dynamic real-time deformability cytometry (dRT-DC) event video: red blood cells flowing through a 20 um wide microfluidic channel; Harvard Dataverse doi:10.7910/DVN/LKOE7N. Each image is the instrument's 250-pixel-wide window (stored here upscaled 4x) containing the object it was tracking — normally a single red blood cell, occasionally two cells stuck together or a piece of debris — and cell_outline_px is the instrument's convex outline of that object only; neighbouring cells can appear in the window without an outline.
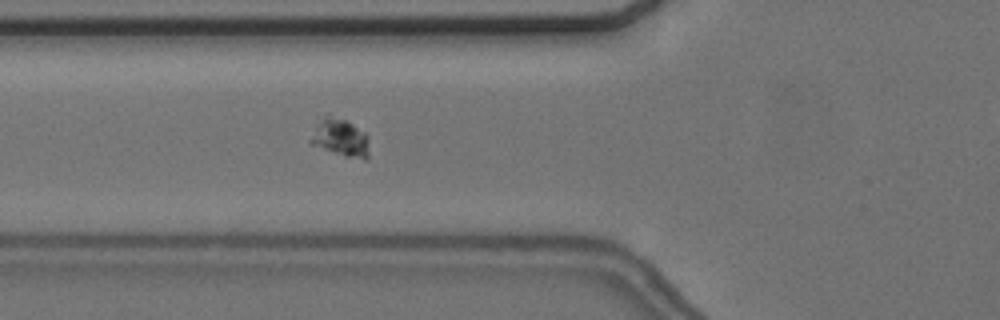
{"species": "common noctule bat (a hibernating species)", "species_latin": "Nyctalus noctula", "temperature_condition": "cold", "stored_images_in_passage": 55, "camera_frame_rate_fps": 3000, "um_per_image_px": 0.085, "animal": {"sex": "female", "body_mass_g": 24.6, "forearm_length_mm": 56.2}, "frame": {"image": 1, "passage_image": 21, "time_ms": 6.667, "image_size_px": [1000, 320], "cell_outline_px": [[368, 160], [364, 160], [344, 156], [308, 144], [308, 140], [324, 116], [328, 112], [352, 124], [364, 132], [368, 136]], "centroid_in_image_um": [28.92, 11.72], "position_along_channel_um": 96.9, "area_um2": 12.95}}
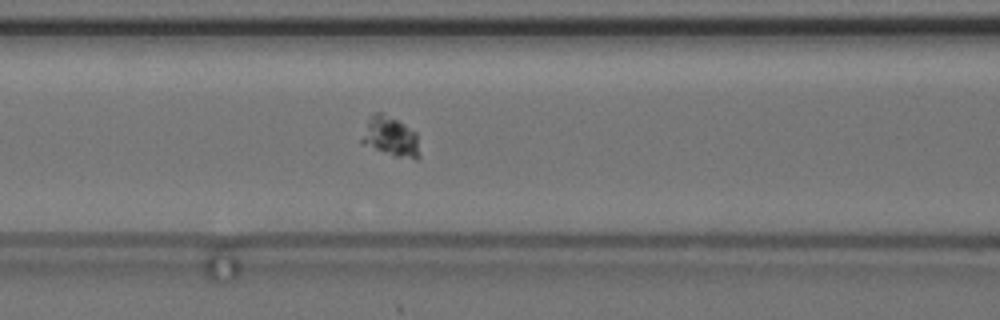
{"frame": {"image": 2, "passage_image": 24, "time_ms": 7.667, "image_size_px": [1000, 320], "cell_outline_px": [[420, 156], [416, 160], [396, 156], [360, 144], [360, 140], [368, 120], [372, 112], [384, 112], [404, 124], [416, 132]], "centroid_in_image_um": [33.18, 11.61], "position_along_channel_um": 133.4, "area_um2": 13.53}}
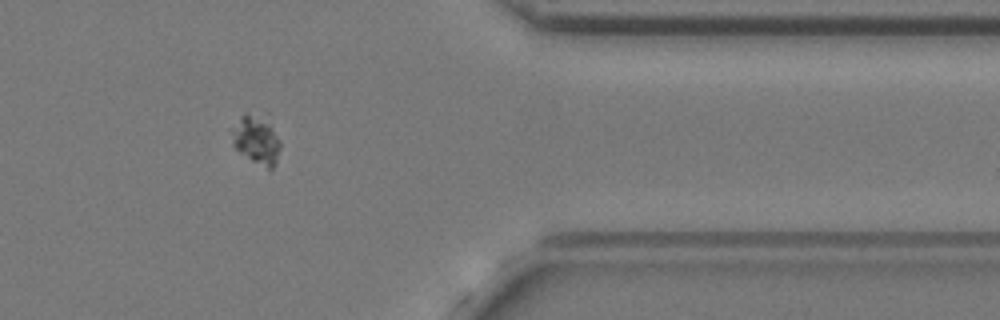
{"frame": {"image": 3, "passage_image": 47, "time_ms": 15.333, "image_size_px": [1000, 320], "cell_outline_px": [[280, 148], [276, 160], [272, 168], [268, 168], [252, 160], [240, 152], [232, 144], [232, 132], [240, 116], [244, 112], [268, 112], [280, 140]], "centroid_in_image_um": [21.84, 11.74], "position_along_channel_um": 389.6, "area_um2": 14.28}}